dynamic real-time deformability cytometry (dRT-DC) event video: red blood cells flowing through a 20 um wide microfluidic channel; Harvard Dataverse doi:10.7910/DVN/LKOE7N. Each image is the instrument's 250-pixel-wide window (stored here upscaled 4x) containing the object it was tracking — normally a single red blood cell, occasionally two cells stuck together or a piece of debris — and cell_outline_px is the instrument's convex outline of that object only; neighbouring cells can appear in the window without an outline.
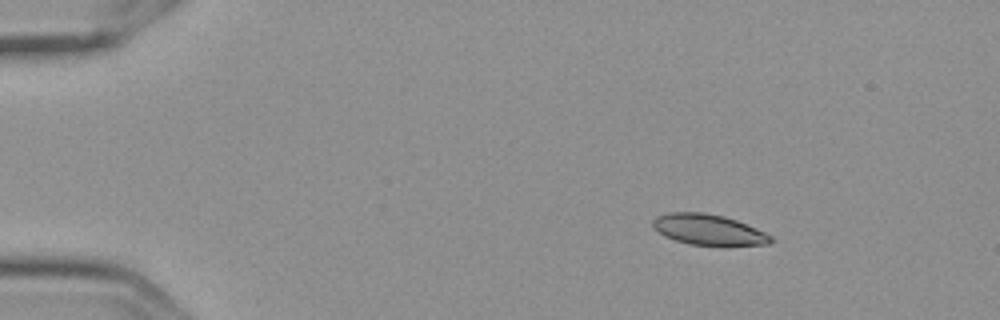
{"species": "Egyptian fruit bat (a non-hibernating species)", "species_latin": "Rousettus aegyptiacus", "temperature_condition": "cold", "stored_images_in_passage": 9, "camera_frame_rate_fps": 3000, "um_per_image_px": 0.085, "frame": {"image": 1, "passage_image": 1, "time_ms": 0.0, "image_size_px": [1000, 320], "cell_outline_px": [[776, 240], [768, 244], [728, 248], [724, 248], [688, 244], [664, 236], [652, 228], [652, 220], [656, 216], [668, 212], [704, 212], [724, 216], [736, 220], [756, 228], [772, 236]], "centroid_in_image_um": [60.26, 19.57], "position_along_channel_um": 24.7, "area_um2": 22.08}}
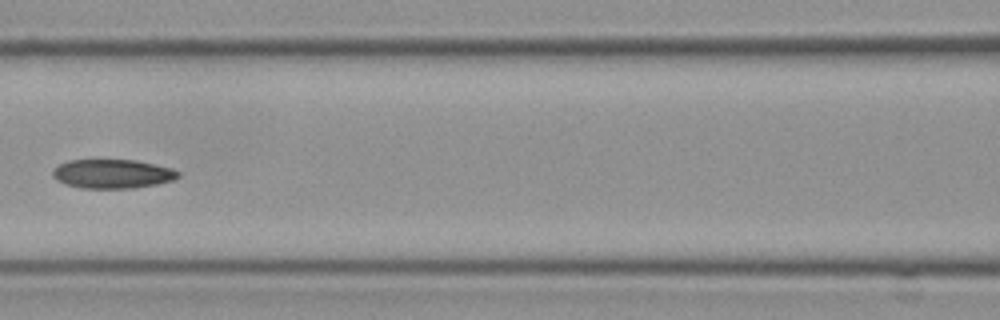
{"frame": {"image": 2, "passage_image": 6, "time_ms": 1.667, "image_size_px": [1000, 320], "cell_outline_px": [[180, 176], [172, 180], [156, 184], [136, 188], [80, 188], [64, 184], [56, 180], [52, 176], [52, 172], [60, 164], [68, 160], [136, 160], [172, 168], [180, 172]], "centroid_in_image_um": [9.55, 14.78], "position_along_channel_um": 157.0, "area_um2": 21.27}}
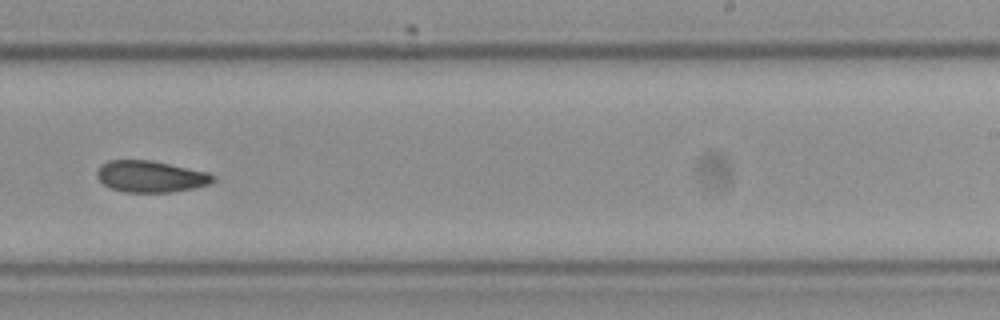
{"frame": {"image": 3, "passage_image": 9, "time_ms": 2.667, "image_size_px": [1000, 320], "cell_outline_px": [[216, 180], [208, 184], [192, 188], [172, 192], [124, 192], [112, 188], [104, 184], [96, 176], [96, 172], [100, 164], [108, 160], [152, 160], [208, 172], [216, 176]], "centroid_in_image_um": [12.8, 14.99], "position_along_channel_um": 276.2, "area_um2": 21.39}}